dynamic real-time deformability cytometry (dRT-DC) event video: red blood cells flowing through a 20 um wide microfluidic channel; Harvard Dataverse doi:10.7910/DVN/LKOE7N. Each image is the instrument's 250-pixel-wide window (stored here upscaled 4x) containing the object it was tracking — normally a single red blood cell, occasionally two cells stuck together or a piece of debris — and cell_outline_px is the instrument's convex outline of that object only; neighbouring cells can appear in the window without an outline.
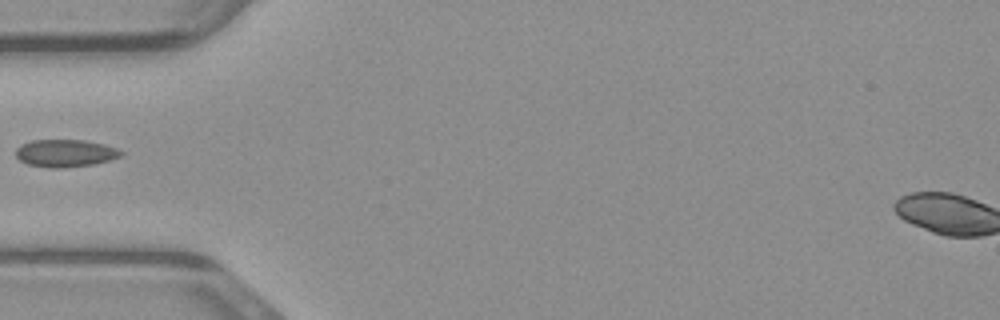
{"species": "common noctule bat (a hibernating species)", "species_latin": "Nyctalus noctula", "temperature_condition": "warm", "stored_images_in_passage": 11, "camera_frame_rate_fps": 3000, "um_per_image_px": 0.085, "animal": {"sex": "male", "body_mass_g": 23.1, "forearm_length_mm": 52.7}, "frame": {"image": 1, "passage_image": 1, "time_ms": 0.0, "image_size_px": [1000, 320], "cell_outline_px": [[124, 152], [120, 156], [108, 160], [92, 164], [60, 168], [48, 168], [28, 164], [20, 160], [16, 156], [16, 148], [20, 144], [32, 140], [84, 140], [104, 144], [116, 148]], "centroid_in_image_um": [5.51, 13.01], "position_along_channel_um": 79.5, "area_um2": 16.76}}